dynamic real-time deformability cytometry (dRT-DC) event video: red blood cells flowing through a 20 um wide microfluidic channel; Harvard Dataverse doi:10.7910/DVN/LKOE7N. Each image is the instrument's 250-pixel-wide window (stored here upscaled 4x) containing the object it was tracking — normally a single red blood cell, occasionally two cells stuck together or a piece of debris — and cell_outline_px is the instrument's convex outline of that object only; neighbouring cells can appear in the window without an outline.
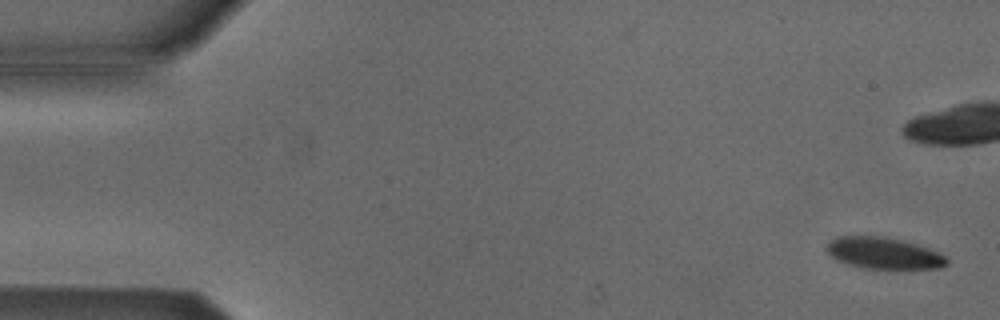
{"species": "Egyptian fruit bat (a non-hibernating species)", "species_latin": "Rousettus aegyptiacus", "temperature_condition": "cold", "stored_images_in_passage": 11, "camera_frame_rate_fps": 3000, "um_per_image_px": 0.085, "animal": {"sex": "male"}, "frame": {"image": 1, "passage_image": 2, "time_ms": 0.333, "image_size_px": [1000, 320], "cell_outline_px": [[948, 264], [940, 268], [860, 268], [836, 260], [824, 248], [836, 236], [884, 236], [916, 244], [940, 252], [948, 260]], "centroid_in_image_um": [75.1, 21.51], "position_along_channel_um": 9.9, "area_um2": 21.96}}